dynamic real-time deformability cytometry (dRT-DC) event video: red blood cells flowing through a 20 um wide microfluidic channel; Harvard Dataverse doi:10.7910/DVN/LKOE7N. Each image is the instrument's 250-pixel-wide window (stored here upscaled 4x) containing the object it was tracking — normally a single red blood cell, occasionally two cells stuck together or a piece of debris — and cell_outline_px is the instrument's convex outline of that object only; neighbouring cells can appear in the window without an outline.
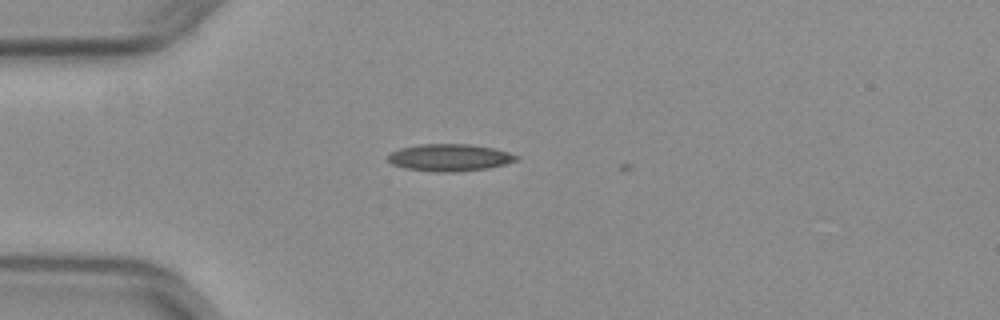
{"species": "common noctule bat (a hibernating species)", "species_latin": "Nyctalus noctula", "temperature_condition": "warm", "stored_images_in_passage": 3, "camera_frame_rate_fps": 3000, "um_per_image_px": 0.085, "animal": {"sex": "female", "body_mass_g": 29.2, "forearm_length_mm": 56.3}, "frame": {"image": 1, "passage_image": 2, "time_ms": 0.333, "image_size_px": [1000, 320], "cell_outline_px": [[520, 156], [516, 160], [504, 164], [488, 168], [456, 172], [432, 172], [404, 168], [392, 164], [388, 160], [388, 156], [392, 152], [400, 148], [420, 144], [468, 144], [492, 148], [508, 152]], "centroid_in_image_um": [38.2, 13.4], "position_along_channel_um": 46.8, "area_um2": 20.23}}